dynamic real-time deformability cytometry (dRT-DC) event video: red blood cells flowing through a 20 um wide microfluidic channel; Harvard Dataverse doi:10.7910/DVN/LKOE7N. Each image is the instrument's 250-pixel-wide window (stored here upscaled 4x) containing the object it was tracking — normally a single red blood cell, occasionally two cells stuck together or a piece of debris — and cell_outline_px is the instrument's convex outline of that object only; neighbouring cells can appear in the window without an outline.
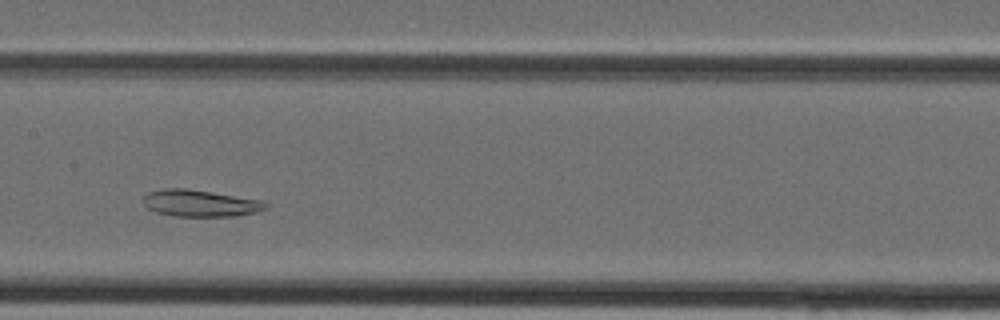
{"species": "Egyptian fruit bat (a non-hibernating species)", "species_latin": "Rousettus aegyptiacus", "temperature_condition": "cold", "stored_images_in_passage": 33, "camera_frame_rate_fps": 3000, "um_per_image_px": 0.085, "animal": {"sex": "female"}, "frame": {"image": 1, "passage_image": 13, "time_ms": 4.0, "image_size_px": [1000, 320], "cell_outline_px": [[268, 208], [256, 212], [236, 216], [176, 216], [156, 212], [148, 208], [144, 204], [144, 196], [148, 192], [164, 188], [188, 188], [264, 200], [268, 204]], "centroid_in_image_um": [17.06, 17.26], "position_along_channel_um": 190.3, "area_um2": 19.25}}
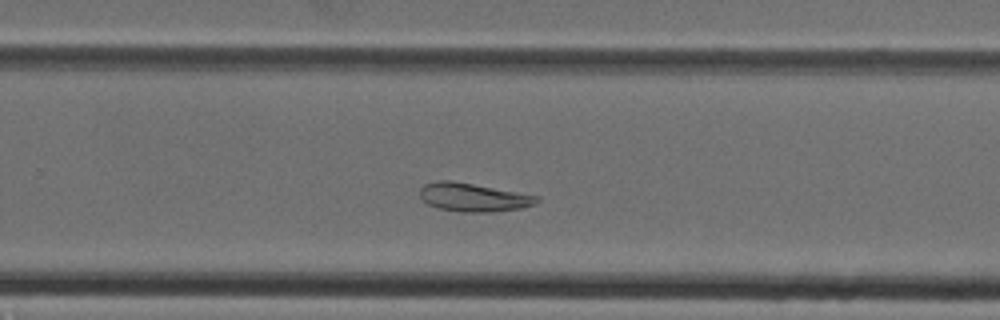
{"frame": {"image": 2, "passage_image": 19, "time_ms": 6.0, "image_size_px": [1000, 320], "cell_outline_px": [[540, 200], [536, 204], [520, 208], [488, 212], [460, 212], [440, 208], [428, 204], [420, 196], [420, 188], [424, 184], [436, 180], [452, 180], [540, 196]], "centroid_in_image_um": [40.24, 16.76], "position_along_channel_um": 289.6, "area_um2": 19.36}}
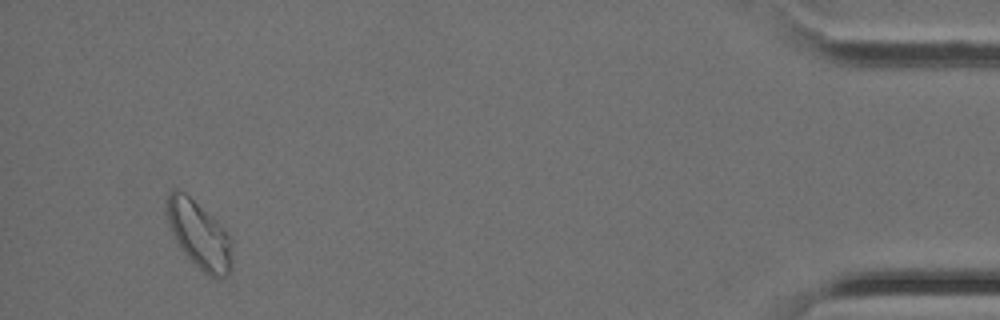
{"frame": {"image": 3, "passage_image": 31, "time_ms": 10.0, "image_size_px": [1000, 320], "cell_outline_px": [[232, 268], [228, 276], [208, 276], [180, 248], [168, 224], [168, 192], [172, 188], [176, 188], [184, 192], [212, 216], [232, 236]], "centroid_in_image_um": [16.97, 19.95], "position_along_channel_um": 418.2, "area_um2": 25.37}}